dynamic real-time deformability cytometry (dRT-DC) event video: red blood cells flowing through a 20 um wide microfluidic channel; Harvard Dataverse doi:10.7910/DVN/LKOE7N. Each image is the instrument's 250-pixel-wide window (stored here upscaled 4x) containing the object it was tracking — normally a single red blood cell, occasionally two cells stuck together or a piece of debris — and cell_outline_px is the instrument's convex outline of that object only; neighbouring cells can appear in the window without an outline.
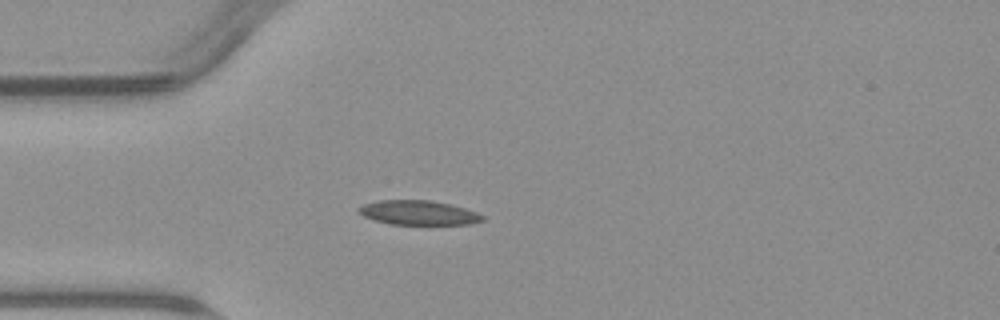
{"species": "common noctule bat (a hibernating species)", "species_latin": "Nyctalus noctula", "temperature_condition": "warm", "stored_images_in_passage": 5, "camera_frame_rate_fps": 3000, "um_per_image_px": 0.085, "animal": {"sex": "male", "body_mass_g": 23.1, "forearm_length_mm": 52.7}, "frame": {"image": 1, "passage_image": 4, "time_ms": 3.667, "image_size_px": [1000, 320], "cell_outline_px": [[484, 220], [472, 224], [388, 224], [364, 216], [360, 212], [360, 208], [364, 204], [380, 200], [428, 200], [448, 204], [464, 208], [476, 212], [484, 216]], "centroid_in_image_um": [35.6, 18.08], "position_along_channel_um": 49.4, "area_um2": 17.28}}